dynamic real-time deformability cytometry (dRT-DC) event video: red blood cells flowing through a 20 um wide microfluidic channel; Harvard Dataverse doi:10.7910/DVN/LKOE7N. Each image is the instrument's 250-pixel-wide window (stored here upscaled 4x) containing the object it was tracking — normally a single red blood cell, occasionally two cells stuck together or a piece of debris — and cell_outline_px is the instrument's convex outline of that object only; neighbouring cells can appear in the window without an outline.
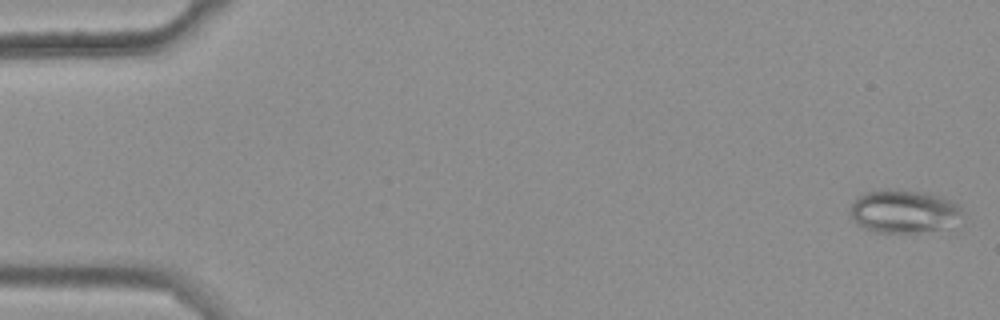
{"species": "common noctule bat (a hibernating species)", "species_latin": "Nyctalus noctula", "temperature_condition": "warm", "stored_images_in_passage": 48, "camera_frame_rate_fps": 3000, "um_per_image_px": 0.085, "animal": {"sex": "female", "body_mass_g": 25.1}, "frame": {"image": 1, "passage_image": 2, "time_ms": 0.333, "image_size_px": [1000, 320], "cell_outline_px": [[960, 212], [940, 228], [916, 232], [876, 232], [864, 228], [856, 224], [848, 212], [848, 208], [856, 196], [864, 192], [888, 188], [924, 192], [940, 196], [952, 200], [960, 208]], "centroid_in_image_um": [76.63, 17.92], "position_along_channel_um": 8.4, "area_um2": 27.69}}
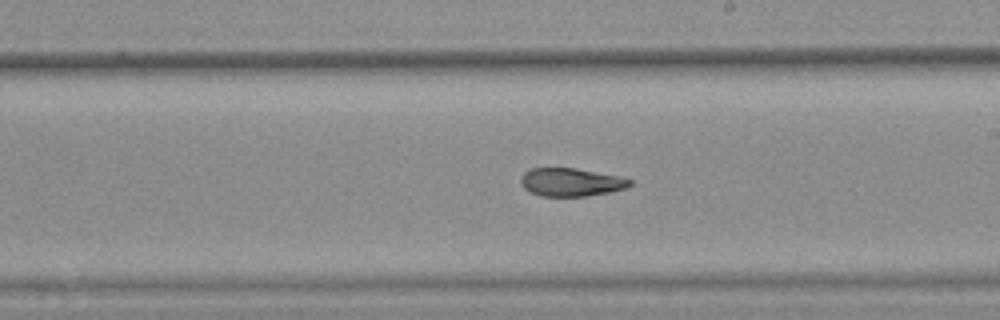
{"frame": {"image": 2, "passage_image": 33, "time_ms": 10.667, "image_size_px": [1000, 320], "cell_outline_px": [[632, 184], [624, 188], [608, 192], [584, 196], [540, 196], [528, 192], [520, 184], [520, 176], [528, 168], [576, 168], [616, 176], [632, 180]], "centroid_in_image_um": [48.44, 15.48], "position_along_channel_um": 240.6, "area_um2": 17.86}}
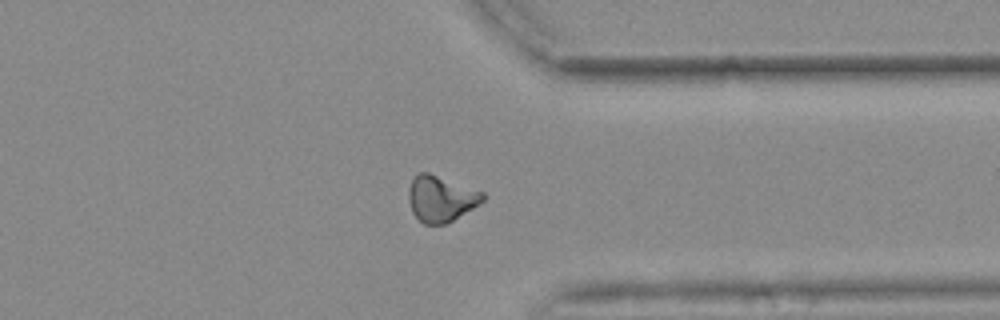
{"frame": {"image": 3, "passage_image": 44, "time_ms": 14.333, "image_size_px": [1000, 320], "cell_outline_px": [[484, 200], [480, 204], [452, 220], [444, 224], [424, 224], [412, 212], [408, 200], [408, 192], [412, 180], [420, 172], [428, 172], [484, 192]], "centroid_in_image_um": [37.47, 16.88], "position_along_channel_um": 373.9, "area_um2": 19.65}, "authors_computed_cell_mechanics": {"area_um2": 19.5653, "velocity_mm_per_s": 3.6987, "shape_relaxation_time_tau1_ms": null, "shape_relaxation_time_tau2_ms": 3.3592, "deformation_change_tau1": null, "deformation_change_tau2": 0.0704}}